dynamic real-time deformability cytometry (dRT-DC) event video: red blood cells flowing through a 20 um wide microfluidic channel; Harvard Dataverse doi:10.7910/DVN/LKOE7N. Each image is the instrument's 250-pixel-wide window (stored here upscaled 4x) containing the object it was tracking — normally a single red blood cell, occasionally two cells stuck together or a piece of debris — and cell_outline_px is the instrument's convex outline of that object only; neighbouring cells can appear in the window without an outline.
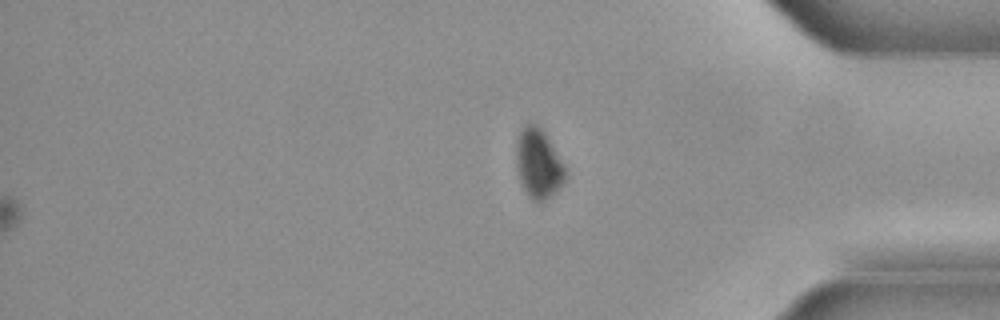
{"species": "common noctule bat (a hibernating species)", "species_latin": "Nyctalus noctula", "temperature_condition": "cold", "stored_images_in_passage": 54, "camera_frame_rate_fps": 3000, "um_per_image_px": 0.085, "animal": {"sex": "male", "body_mass_g": 21.5, "forearm_length_mm": 52.0}, "frame": {"image": 1, "passage_image": 54, "time_ms": 17.667, "image_size_px": [1000, 320], "cell_outline_px": [[568, 176], [556, 192], [544, 200], [532, 200], [528, 196], [520, 180], [516, 168], [516, 136], [524, 124], [528, 120], [536, 124], [544, 132], [564, 164], [568, 172]], "centroid_in_image_um": [45.76, 13.86], "position_along_channel_um": 389.4, "area_um2": 20.17}}